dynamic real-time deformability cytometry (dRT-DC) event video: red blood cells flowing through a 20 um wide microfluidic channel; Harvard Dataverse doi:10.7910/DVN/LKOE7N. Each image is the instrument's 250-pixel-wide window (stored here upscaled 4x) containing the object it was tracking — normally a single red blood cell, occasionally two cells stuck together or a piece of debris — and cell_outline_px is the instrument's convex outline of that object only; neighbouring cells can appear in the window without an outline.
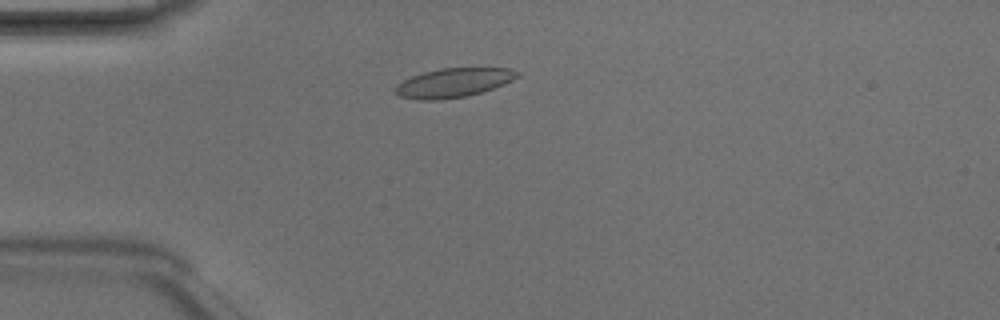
{"species": "Egyptian fruit bat (a non-hibernating species)", "species_latin": "Rousettus aegyptiacus", "temperature_condition": "room temperature", "stored_images_in_passage": 4, "camera_frame_rate_fps": 3000, "um_per_image_px": 0.085, "animal": {"sex": "male"}, "frame": {"image": 1, "passage_image": 3, "time_ms": 0.667, "image_size_px": [1000, 320], "cell_outline_px": [[520, 76], [504, 84], [468, 96], [440, 100], [420, 100], [400, 96], [396, 92], [396, 84], [412, 76], [424, 72], [440, 68], [512, 68], [520, 72]], "centroid_in_image_um": [38.57, 7.03], "position_along_channel_um": 46.4, "area_um2": 20.63}}